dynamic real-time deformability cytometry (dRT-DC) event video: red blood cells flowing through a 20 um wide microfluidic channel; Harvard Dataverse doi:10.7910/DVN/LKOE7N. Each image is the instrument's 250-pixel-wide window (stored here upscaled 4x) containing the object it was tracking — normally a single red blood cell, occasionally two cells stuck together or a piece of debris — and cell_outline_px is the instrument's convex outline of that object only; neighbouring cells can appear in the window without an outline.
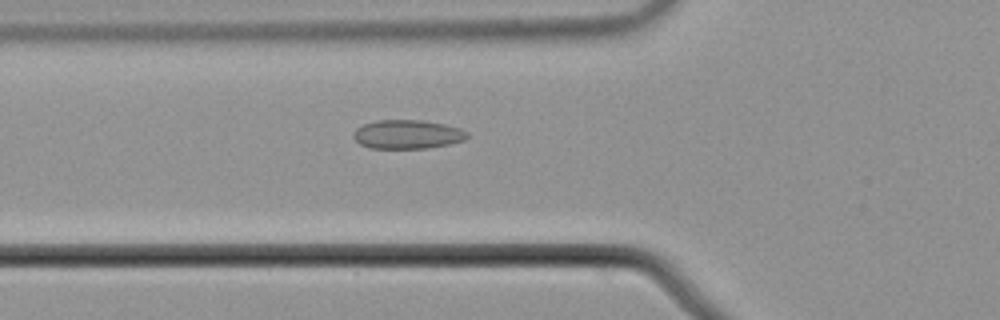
{"species": "common noctule bat (a hibernating species)", "species_latin": "Nyctalus noctula", "temperature_condition": "cold", "stored_images_in_passage": 41, "camera_frame_rate_fps": 3000, "um_per_image_px": 0.085, "animal": {"sex": "male", "body_mass_g": 21.5, "forearm_length_mm": 52.0}, "frame": {"image": 1, "passage_image": 6, "time_ms": 1.667, "image_size_px": [1000, 320], "cell_outline_px": [[468, 136], [464, 140], [448, 144], [428, 148], [372, 148], [360, 144], [352, 136], [356, 128], [364, 124], [376, 120], [420, 120], [444, 124], [460, 128], [468, 132]], "centroid_in_image_um": [34.63, 11.41], "position_along_channel_um": 91.2, "area_um2": 19.07}}
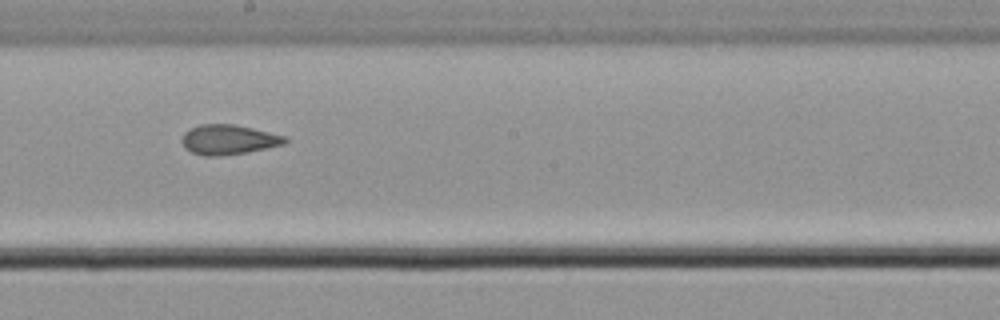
{"frame": {"image": 2, "passage_image": 17, "time_ms": 5.333, "image_size_px": [1000, 320], "cell_outline_px": [[288, 140], [284, 144], [248, 152], [220, 156], [204, 156], [192, 152], [184, 148], [180, 140], [184, 132], [200, 124], [232, 124], [252, 128], [284, 136]], "centroid_in_image_um": [19.37, 11.88], "position_along_channel_um": 228.8, "area_um2": 17.86}}
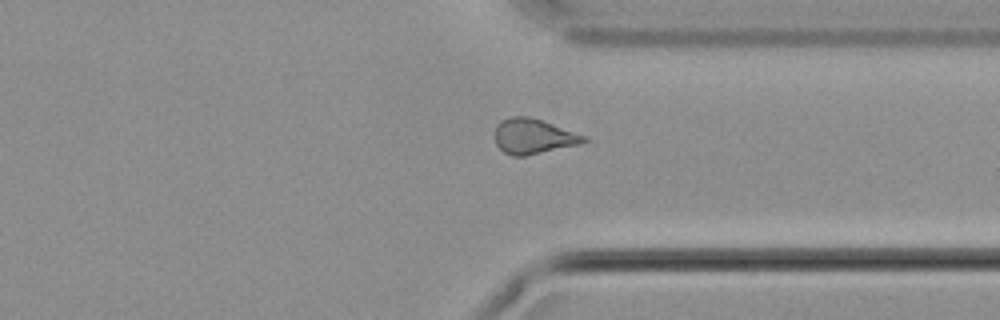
{"frame": {"image": 3, "passage_image": 28, "time_ms": 9.0, "image_size_px": [1000, 320], "cell_outline_px": [[588, 140], [580, 144], [524, 156], [512, 156], [504, 152], [496, 144], [496, 124], [500, 120], [512, 116], [524, 116], [540, 120], [588, 136]], "centroid_in_image_um": [45.34, 11.59], "position_along_channel_um": 366.1, "area_um2": 18.03}, "authors_computed_cell_mechanics": {"area_um2": 17.9758, "velocity_mm_per_s": 3.7383, "shape_relaxation_time_tau1_ms": null, "shape_relaxation_time_tau2_ms": 2.6547, "deformation_change_tau1": null, "deformation_change_tau2": 0.0834}}